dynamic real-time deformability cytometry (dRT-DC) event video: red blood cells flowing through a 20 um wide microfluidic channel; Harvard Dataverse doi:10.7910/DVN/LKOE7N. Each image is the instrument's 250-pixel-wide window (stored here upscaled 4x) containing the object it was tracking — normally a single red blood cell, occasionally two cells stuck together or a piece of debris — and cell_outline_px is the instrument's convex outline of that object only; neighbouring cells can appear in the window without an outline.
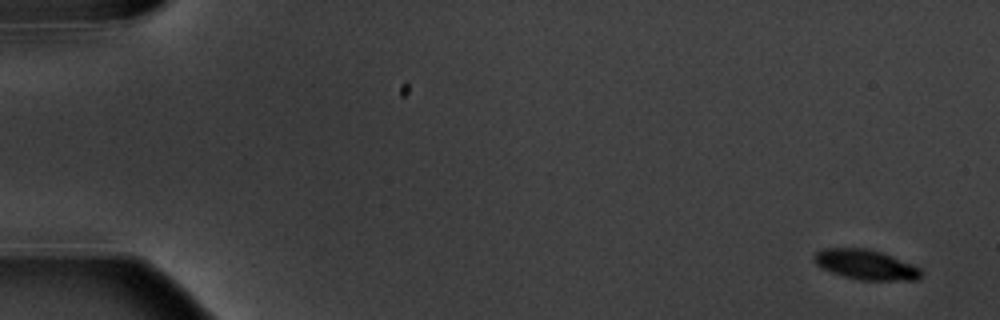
{"species": "common noctule bat (a hibernating species)", "species_latin": "Nyctalus noctula", "temperature_condition": "warm", "stored_images_in_passage": 7, "camera_frame_rate_fps": 3000, "um_per_image_px": 0.085, "animal": {"sex": "male", "body_mass_g": 20.1, "forearm_length_mm": 53.5}, "frame": {"image": 1, "passage_image": 1, "time_ms": 0.0, "image_size_px": [1000, 320], "cell_outline_px": [[924, 272], [920, 280], [860, 280], [844, 276], [832, 272], [816, 264], [816, 252], [824, 248], [864, 248], [880, 252], [892, 256], [912, 264], [920, 268]], "centroid_in_image_um": [73.67, 22.5], "position_along_channel_um": 11.3, "area_um2": 18.44}}